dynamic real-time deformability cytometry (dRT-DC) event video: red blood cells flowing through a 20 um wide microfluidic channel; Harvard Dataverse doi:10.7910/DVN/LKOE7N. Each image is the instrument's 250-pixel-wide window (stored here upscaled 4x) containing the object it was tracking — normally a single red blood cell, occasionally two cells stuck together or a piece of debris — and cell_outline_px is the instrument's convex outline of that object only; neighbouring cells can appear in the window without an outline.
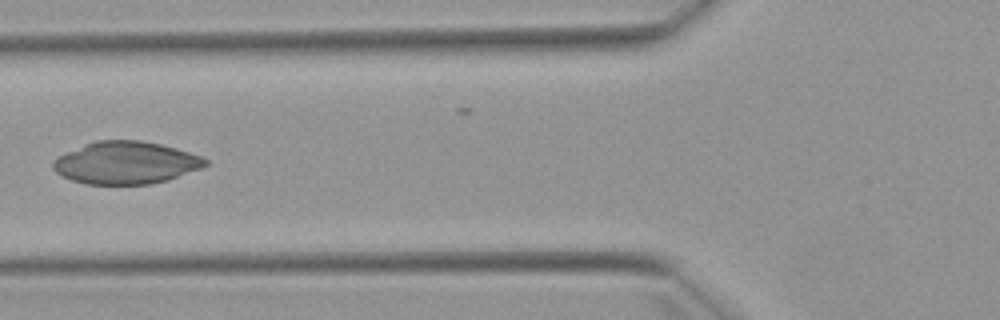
{"species": "Egyptian fruit bat (a non-hibernating species)", "species_latin": "Rousettus aegyptiacus", "temperature_condition": "warm", "stored_images_in_passage": 6, "camera_frame_rate_fps": 3000, "um_per_image_px": 0.085, "animal": {"sex": "female"}, "frame": {"image": 1, "passage_image": 5, "time_ms": 4.667, "image_size_px": [1000, 320], "cell_outline_px": [[208, 164], [204, 168], [168, 180], [148, 184], [88, 184], [72, 180], [56, 172], [52, 168], [52, 160], [84, 144], [96, 140], [140, 140], [160, 144], [176, 148], [200, 156], [208, 160]], "centroid_in_image_um": [10.73, 13.83], "position_along_channel_um": 115.1, "area_um2": 37.57}}